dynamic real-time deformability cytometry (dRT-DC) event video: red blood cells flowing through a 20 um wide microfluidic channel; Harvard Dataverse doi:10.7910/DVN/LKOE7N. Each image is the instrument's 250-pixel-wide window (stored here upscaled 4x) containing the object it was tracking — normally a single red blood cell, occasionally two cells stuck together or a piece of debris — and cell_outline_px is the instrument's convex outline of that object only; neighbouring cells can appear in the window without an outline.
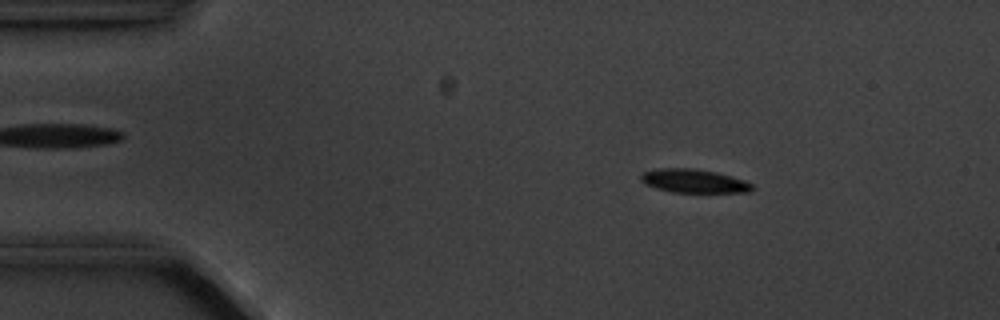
{"species": "common noctule bat (a hibernating species)", "species_latin": "Nyctalus noctula", "temperature_condition": "cold", "stored_images_in_passage": 5, "camera_frame_rate_fps": 3000, "um_per_image_px": 0.085, "animal": {"sex": "male", "body_mass_g": 20.1, "forearm_length_mm": 53.5}, "frame": {"image": 1, "passage_image": 2, "time_ms": 1.0, "image_size_px": [1000, 320], "cell_outline_px": [[752, 188], [748, 192], [672, 192], [656, 188], [644, 184], [640, 180], [640, 176], [644, 172], [656, 168], [696, 168], [716, 172], [744, 180], [752, 184]], "centroid_in_image_um": [58.92, 15.37], "position_along_channel_um": 26.1, "area_um2": 15.26}}